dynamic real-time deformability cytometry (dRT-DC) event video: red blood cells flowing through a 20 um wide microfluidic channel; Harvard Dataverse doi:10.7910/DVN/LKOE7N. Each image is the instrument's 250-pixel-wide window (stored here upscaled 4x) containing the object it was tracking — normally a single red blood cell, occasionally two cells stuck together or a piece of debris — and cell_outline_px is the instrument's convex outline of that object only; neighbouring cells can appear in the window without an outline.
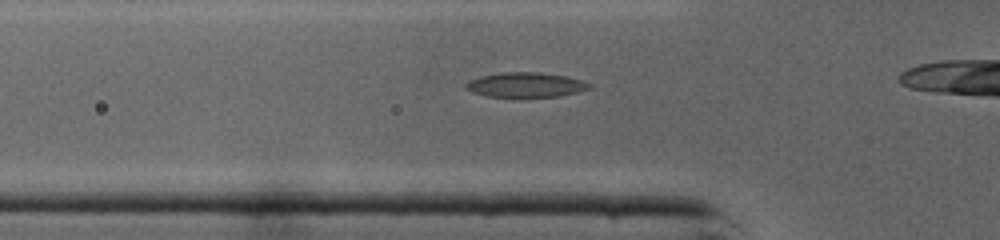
{"species": "common noctule bat (a hibernating species)", "species_latin": "Nyctalus noctula", "temperature_condition": "cold", "stored_images_in_passage": 29, "camera_frame_rate_fps": 3000, "um_per_image_px": 0.085, "animal": {"sex": "male", "body_mass_g": 19.0, "forearm_length_mm": 50.8}, "frame": {"image": 1, "passage_image": 6, "time_ms": 1.667, "image_size_px": [1000, 240], "cell_outline_px": [[592, 88], [560, 96], [524, 100], [484, 96], [472, 92], [464, 88], [464, 84], [468, 80], [480, 76], [500, 72], [540, 72], [564, 76], [580, 80], [592, 84]], "centroid_in_image_um": [44.62, 7.26], "position_along_channel_um": 81.2, "area_um2": 18.84}}
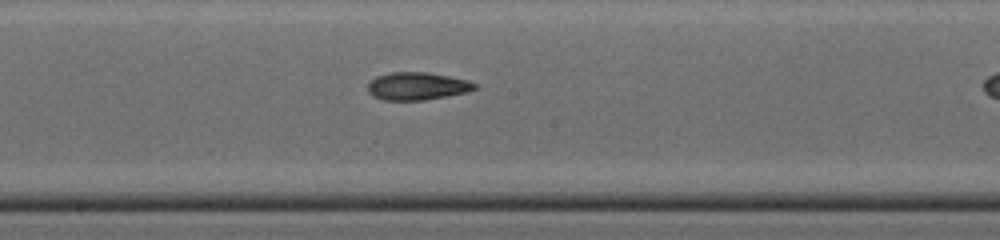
{"frame": {"image": 2, "passage_image": 15, "time_ms": 4.667, "image_size_px": [1000, 240], "cell_outline_px": [[476, 88], [468, 92], [424, 100], [384, 100], [372, 96], [368, 92], [368, 84], [376, 76], [392, 72], [428, 72], [468, 80], [476, 84]], "centroid_in_image_um": [35.45, 7.32], "position_along_channel_um": 212.8, "area_um2": 17.22}}
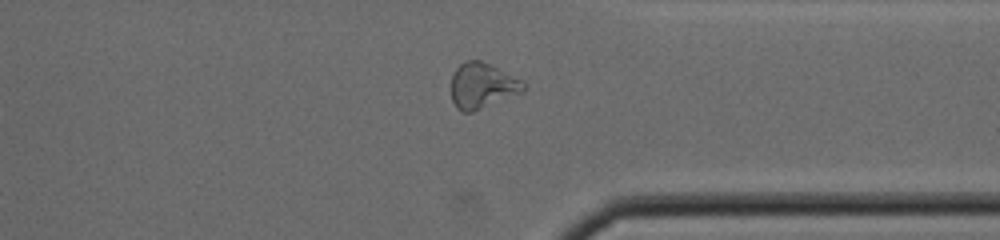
{"frame": {"image": 3, "passage_image": 26, "time_ms": 8.333, "image_size_px": [1000, 240], "cell_outline_px": [[524, 92], [472, 112], [464, 112], [456, 108], [452, 100], [452, 76], [456, 68], [464, 60], [480, 60], [520, 80], [524, 84]], "centroid_in_image_um": [40.96, 7.3], "position_along_channel_um": 370.4, "area_um2": 18.84}}